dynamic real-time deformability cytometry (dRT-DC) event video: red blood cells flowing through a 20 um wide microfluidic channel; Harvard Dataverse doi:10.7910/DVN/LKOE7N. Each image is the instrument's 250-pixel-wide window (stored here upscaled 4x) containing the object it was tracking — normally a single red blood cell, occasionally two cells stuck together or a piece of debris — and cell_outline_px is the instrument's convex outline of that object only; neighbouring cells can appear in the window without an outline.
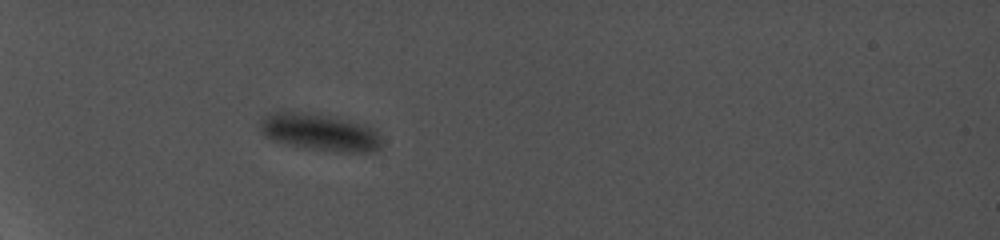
{"species": "common noctule bat (a hibernating species)", "species_latin": "Nyctalus noctula", "temperature_condition": "cold", "stored_images_in_passage": 16, "camera_frame_rate_fps": 5000, "um_per_image_px": 0.085, "animal": {"sex": "female", "body_mass_g": 19.0, "forearm_length_mm": 56.7}, "frame": {"image": 1, "passage_image": 5, "time_ms": 3.6, "image_size_px": [1000, 240], "cell_outline_px": [[380, 148], [376, 152], [340, 152], [308, 148], [272, 140], [264, 136], [260, 132], [260, 120], [268, 112], [284, 108], [316, 112], [336, 116], [364, 124], [376, 128], [380, 136]], "centroid_in_image_um": [27.14, 11.17], "position_along_channel_um": 57.9, "area_um2": 27.51}}
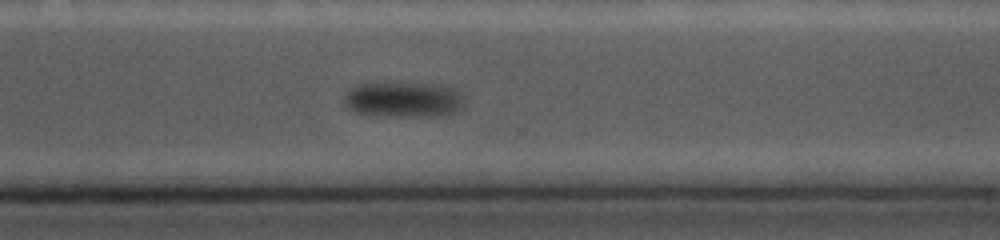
{"frame": {"image": 2, "passage_image": 16, "time_ms": 13.2, "image_size_px": [1000, 240], "cell_outline_px": [[464, 104], [456, 112], [444, 116], [384, 116], [356, 112], [348, 108], [344, 104], [344, 96], [352, 88], [360, 84], [448, 84], [464, 100]], "centroid_in_image_um": [34.33, 8.48], "position_along_channel_um": 336.3, "area_um2": 24.57}}